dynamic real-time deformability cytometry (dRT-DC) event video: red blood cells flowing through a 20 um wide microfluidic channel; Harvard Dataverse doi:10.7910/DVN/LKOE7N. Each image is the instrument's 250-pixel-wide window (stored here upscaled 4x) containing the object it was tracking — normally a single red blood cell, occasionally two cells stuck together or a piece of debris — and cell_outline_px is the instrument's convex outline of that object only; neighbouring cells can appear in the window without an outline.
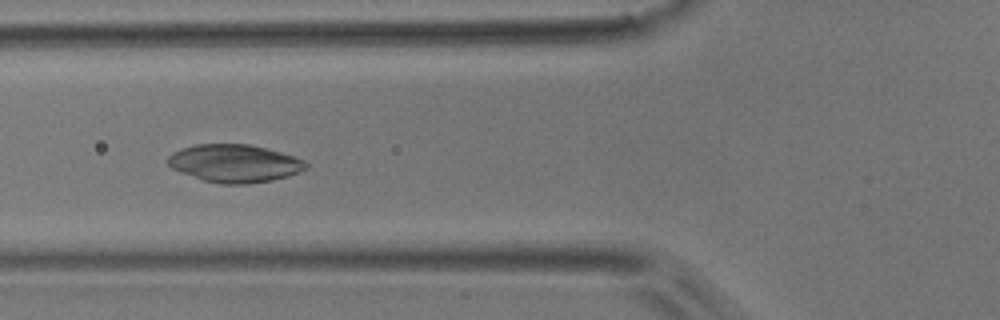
{"species": "common noctule bat (a hibernating species)", "species_latin": "Nyctalus noctula", "temperature_condition": "room temperature", "stored_images_in_passage": 53, "camera_frame_rate_fps": 3000, "um_per_image_px": 0.085, "animal": {"sex": "male", "body_mass_g": 17.9}, "frame": {"image": 1, "passage_image": 20, "time_ms": 6.333, "image_size_px": [1000, 320], "cell_outline_px": [[308, 168], [288, 176], [272, 180], [248, 184], [220, 184], [204, 180], [180, 172], [172, 168], [168, 164], [168, 156], [172, 152], [180, 148], [196, 144], [248, 144], [280, 152], [304, 160], [308, 164]], "centroid_in_image_um": [19.92, 13.89], "position_along_channel_um": 105.9, "area_um2": 30.35}}
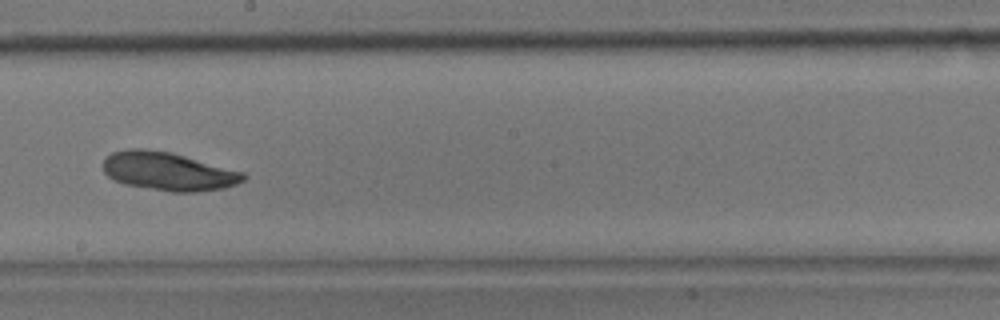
{"frame": {"image": 2, "passage_image": 30, "time_ms": 9.667, "image_size_px": [1000, 320], "cell_outline_px": [[248, 176], [244, 180], [236, 184], [224, 188], [196, 192], [172, 192], [124, 184], [108, 176], [104, 172], [104, 160], [112, 152], [128, 148], [144, 148], [172, 152], [244, 172]], "centroid_in_image_um": [14.32, 14.56], "position_along_channel_um": 233.9, "area_um2": 31.44}}
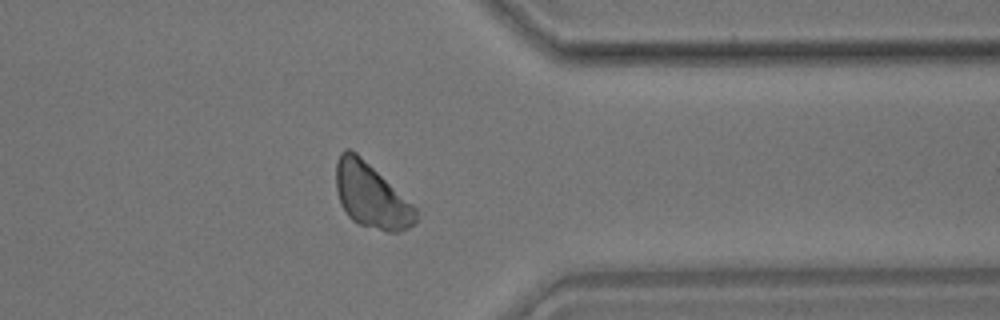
{"frame": {"image": 3, "passage_image": 42, "time_ms": 13.667, "image_size_px": [1000, 320], "cell_outline_px": [[416, 220], [408, 228], [400, 232], [388, 232], [360, 224], [352, 220], [348, 216], [340, 204], [336, 188], [336, 164], [340, 152], [344, 148], [348, 148], [356, 152], [412, 204], [416, 208]], "centroid_in_image_um": [31.51, 16.63], "position_along_channel_um": 379.9, "area_um2": 29.59}}